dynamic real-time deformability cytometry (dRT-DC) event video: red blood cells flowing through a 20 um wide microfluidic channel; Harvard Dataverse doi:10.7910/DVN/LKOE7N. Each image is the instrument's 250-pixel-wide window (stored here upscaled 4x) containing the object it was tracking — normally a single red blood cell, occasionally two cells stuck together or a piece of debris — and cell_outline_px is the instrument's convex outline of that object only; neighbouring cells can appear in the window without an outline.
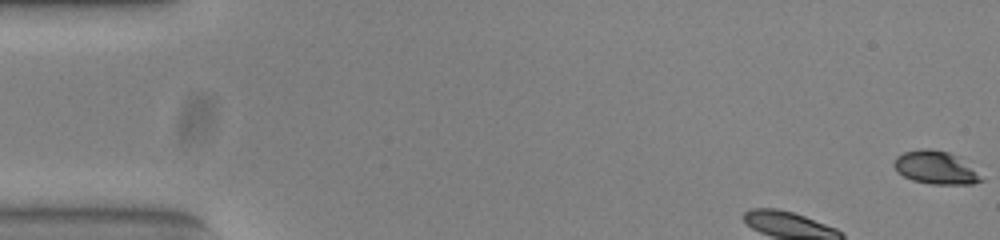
{"species": "common noctule bat (a hibernating species)", "species_latin": "Nyctalus noctula", "temperature_condition": "warm", "stored_images_in_passage": 12, "camera_frame_rate_fps": 3000, "um_per_image_px": 0.085, "animal": {"sex": "female", "body_mass_g": 23.0, "forearm_length_mm": 53.4}, "frame": {"image": 1, "passage_image": 1, "time_ms": 0.0, "image_size_px": [1000, 240], "cell_outline_px": [[984, 180], [972, 184], [932, 184], [912, 180], [896, 172], [892, 164], [896, 156], [904, 152], [920, 148], [932, 148], [948, 152], [960, 156]], "centroid_in_image_um": [79.48, 14.23], "position_along_channel_um": 5.5, "area_um2": 16.94}}